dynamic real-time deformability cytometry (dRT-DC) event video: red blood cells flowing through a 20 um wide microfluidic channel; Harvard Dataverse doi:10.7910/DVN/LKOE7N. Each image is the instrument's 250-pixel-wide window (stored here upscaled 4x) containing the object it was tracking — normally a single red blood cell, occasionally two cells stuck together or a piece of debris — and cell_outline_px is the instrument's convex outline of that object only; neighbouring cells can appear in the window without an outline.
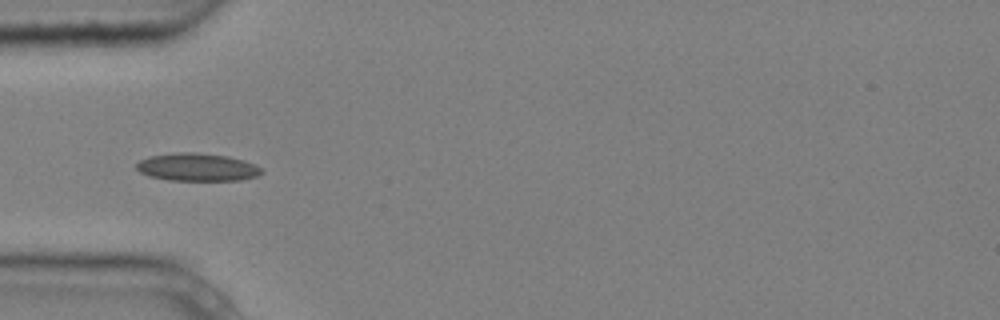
{"species": "common noctule bat (a hibernating species)", "species_latin": "Nyctalus noctula", "temperature_condition": "cold", "stored_images_in_passage": 5, "camera_frame_rate_fps": 3000, "um_per_image_px": 0.085, "animal": {"sex": "male", "body_mass_g": 20.4}, "frame": {"image": 1, "passage_image": 3, "time_ms": 0.667, "image_size_px": [1000, 320], "cell_outline_px": [[264, 172], [256, 176], [240, 180], [168, 180], [148, 176], [140, 172], [136, 168], [136, 164], [140, 160], [148, 156], [172, 152], [196, 152], [228, 156], [244, 160], [260, 168]], "centroid_in_image_um": [16.71, 14.2], "position_along_channel_um": 68.3, "area_um2": 20.35}}
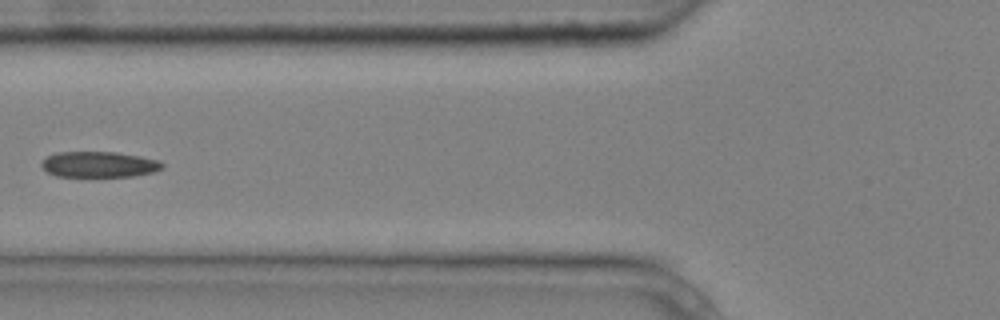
{"frame": {"image": 2, "passage_image": 4, "time_ms": 1.0, "image_size_px": [1000, 320], "cell_outline_px": [[164, 168], [152, 172], [132, 176], [56, 176], [48, 172], [40, 164], [48, 156], [56, 152], [116, 152], [140, 156], [160, 160], [164, 164]], "centroid_in_image_um": [8.45, 13.97], "position_along_channel_um": 117.3, "area_um2": 18.03}}